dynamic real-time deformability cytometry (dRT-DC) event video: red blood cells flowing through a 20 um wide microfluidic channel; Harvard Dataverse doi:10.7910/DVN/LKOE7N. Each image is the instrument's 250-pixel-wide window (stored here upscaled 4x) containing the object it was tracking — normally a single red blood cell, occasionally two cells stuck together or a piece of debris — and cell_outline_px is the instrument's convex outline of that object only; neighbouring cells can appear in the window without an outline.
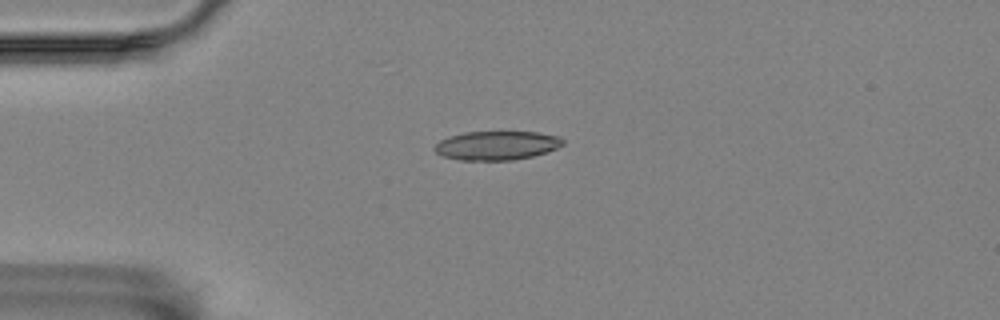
{"species": "Egyptian fruit bat (a non-hibernating species)", "species_latin": "Rousettus aegyptiacus", "temperature_condition": "room temperature", "stored_images_in_passage": 4, "camera_frame_rate_fps": 3000, "um_per_image_px": 0.085, "animal": {"sex": "female"}, "frame": {"image": 1, "passage_image": 2, "time_ms": 0.333, "image_size_px": [1000, 320], "cell_outline_px": [[564, 144], [556, 148], [532, 156], [512, 160], [460, 160], [444, 156], [436, 152], [432, 148], [440, 140], [464, 132], [536, 132], [560, 136], [564, 140]], "centroid_in_image_um": [42.22, 12.36], "position_along_channel_um": 42.8, "area_um2": 21.44}}
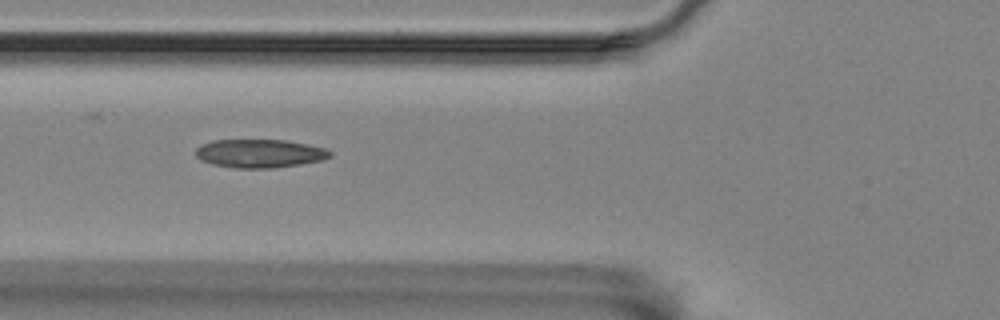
{"frame": {"image": 2, "passage_image": 4, "time_ms": 1.0, "image_size_px": [1000, 320], "cell_outline_px": [[332, 156], [324, 160], [276, 168], [236, 168], [212, 164], [200, 160], [196, 156], [196, 148], [200, 144], [212, 140], [284, 140], [308, 144], [324, 148], [332, 152]], "centroid_in_image_um": [22.07, 13.04], "position_along_channel_um": 103.7, "area_um2": 22.43}}